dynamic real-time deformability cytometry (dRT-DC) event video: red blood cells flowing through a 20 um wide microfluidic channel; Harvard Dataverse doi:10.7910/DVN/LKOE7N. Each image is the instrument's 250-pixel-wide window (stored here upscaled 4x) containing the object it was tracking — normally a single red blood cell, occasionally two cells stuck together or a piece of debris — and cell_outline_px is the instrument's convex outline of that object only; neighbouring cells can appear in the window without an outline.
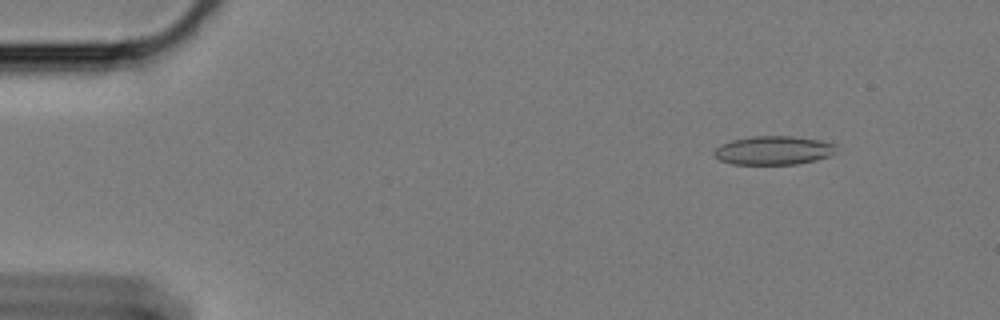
{"species": "Egyptian fruit bat (a non-hibernating species)", "species_latin": "Rousettus aegyptiacus", "temperature_condition": "cold", "stored_images_in_passage": 56, "camera_frame_rate_fps": 3000, "um_per_image_px": 0.085, "animal": {"sex": "female"}, "frame": {"image": 1, "passage_image": 4, "time_ms": 1.0, "image_size_px": [1000, 320], "cell_outline_px": [[836, 144], [832, 152], [828, 156], [816, 160], [796, 164], [732, 164], [720, 160], [712, 152], [720, 144], [732, 140], [752, 136], [792, 136], [820, 140]], "centroid_in_image_um": [65.7, 12.78], "position_along_channel_um": 19.3, "area_um2": 20.29}}
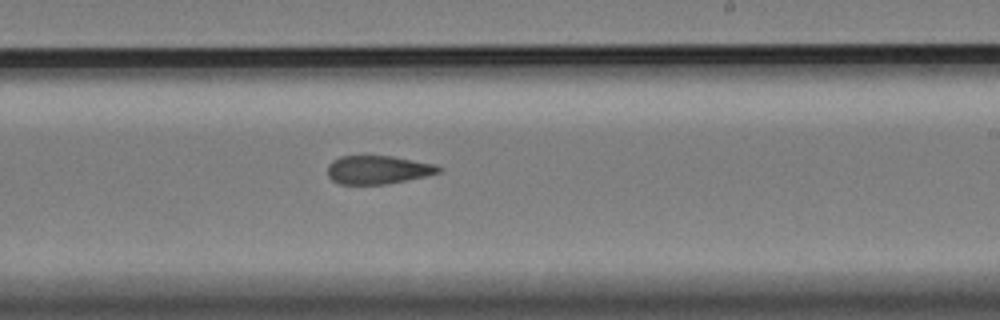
{"frame": {"image": 2, "passage_image": 33, "time_ms": 10.667, "image_size_px": [1000, 320], "cell_outline_px": [[444, 168], [440, 172], [424, 176], [384, 184], [340, 184], [332, 180], [328, 176], [328, 164], [332, 160], [340, 156], [392, 156], [436, 164]], "centroid_in_image_um": [32.11, 14.42], "position_along_channel_um": 256.9, "area_um2": 18.32}}
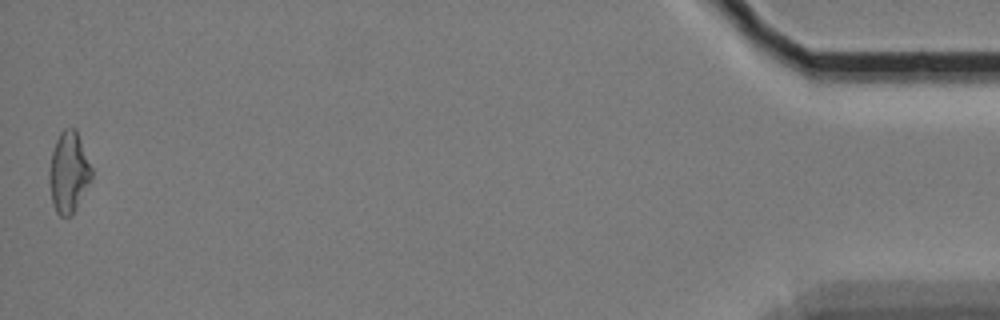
{"frame": {"image": 3, "passage_image": 56, "time_ms": 18.333, "image_size_px": [1000, 320], "cell_outline_px": [[92, 176], [76, 208], [68, 216], [60, 216], [56, 212], [52, 204], [48, 180], [48, 172], [52, 152], [56, 140], [60, 132], [64, 128], [72, 128], [76, 132], [92, 168]], "centroid_in_image_um": [5.8, 14.66], "position_along_channel_um": 429.4, "area_um2": 19.59}, "authors_computed_cell_mechanics": {"area_um2": 19.5653, "velocity_mm_per_s": 3.4003, "shape_relaxation_time_tau1_ms": null, "shape_relaxation_time_tau2_ms": 4.7356, "deformation_change_tau1": null, "deformation_change_tau2": 0.1412}}